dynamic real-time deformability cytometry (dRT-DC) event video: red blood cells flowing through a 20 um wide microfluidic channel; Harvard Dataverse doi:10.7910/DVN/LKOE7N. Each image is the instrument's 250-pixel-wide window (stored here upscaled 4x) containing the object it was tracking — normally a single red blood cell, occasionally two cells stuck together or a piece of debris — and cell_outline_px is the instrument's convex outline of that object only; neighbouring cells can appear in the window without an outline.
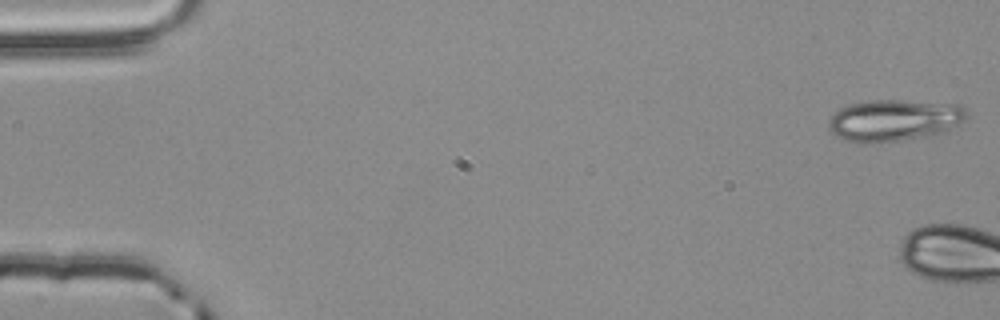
{"species": "common noctule bat (a hibernating species)", "species_latin": "Nyctalus noctula", "temperature_condition": "room temperature", "stored_images_in_passage": 4, "camera_frame_rate_fps": 3000, "um_per_image_px": 0.085, "animal": {"sex": "male", "body_mass_g": 20.4}, "frame": {"image": 1, "passage_image": 1, "time_ms": 0.0, "image_size_px": [1000, 320], "cell_outline_px": [[968, 116], [964, 120], [948, 132], [932, 136], [904, 140], [848, 140], [836, 136], [828, 128], [828, 120], [840, 108], [848, 104], [872, 100], [904, 100], [960, 104], [968, 112]], "centroid_in_image_um": [76.1, 10.19], "position_along_channel_um": 8.9, "area_um2": 33.29}}